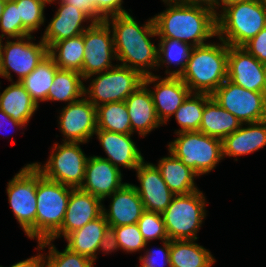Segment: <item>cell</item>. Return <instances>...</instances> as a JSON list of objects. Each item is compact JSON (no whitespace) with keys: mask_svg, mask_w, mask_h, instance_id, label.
I'll use <instances>...</instances> for the list:
<instances>
[{"mask_svg":"<svg viewBox=\"0 0 266 267\" xmlns=\"http://www.w3.org/2000/svg\"><path fill=\"white\" fill-rule=\"evenodd\" d=\"M0 38L14 39L32 35L22 24L19 18L17 4L14 0H6V4L0 17Z\"/></svg>","mask_w":266,"mask_h":267,"instance_id":"38","label":"cell"},{"mask_svg":"<svg viewBox=\"0 0 266 267\" xmlns=\"http://www.w3.org/2000/svg\"><path fill=\"white\" fill-rule=\"evenodd\" d=\"M107 197L111 198V203L108 210L103 205L102 214L109 226L136 224L145 211L140 196L130 183Z\"/></svg>","mask_w":266,"mask_h":267,"instance_id":"22","label":"cell"},{"mask_svg":"<svg viewBox=\"0 0 266 267\" xmlns=\"http://www.w3.org/2000/svg\"><path fill=\"white\" fill-rule=\"evenodd\" d=\"M263 95L265 97V103H266V84H265V88H264V91H263Z\"/></svg>","mask_w":266,"mask_h":267,"instance_id":"53","label":"cell"},{"mask_svg":"<svg viewBox=\"0 0 266 267\" xmlns=\"http://www.w3.org/2000/svg\"><path fill=\"white\" fill-rule=\"evenodd\" d=\"M157 168L168 188L175 195H186L199 190L194 181L199 175L170 151L169 156L160 158Z\"/></svg>","mask_w":266,"mask_h":267,"instance_id":"25","label":"cell"},{"mask_svg":"<svg viewBox=\"0 0 266 267\" xmlns=\"http://www.w3.org/2000/svg\"><path fill=\"white\" fill-rule=\"evenodd\" d=\"M143 83L147 87L153 83L154 89L149 88V91L152 95L157 117L164 125L191 93L179 76L161 78V76L152 74L144 76Z\"/></svg>","mask_w":266,"mask_h":267,"instance_id":"15","label":"cell"},{"mask_svg":"<svg viewBox=\"0 0 266 267\" xmlns=\"http://www.w3.org/2000/svg\"><path fill=\"white\" fill-rule=\"evenodd\" d=\"M0 267H3L0 265ZM10 267H42V253L37 256H32L20 262H17Z\"/></svg>","mask_w":266,"mask_h":267,"instance_id":"47","label":"cell"},{"mask_svg":"<svg viewBox=\"0 0 266 267\" xmlns=\"http://www.w3.org/2000/svg\"><path fill=\"white\" fill-rule=\"evenodd\" d=\"M96 10L106 19L107 17L128 13L122 6L123 0H95Z\"/></svg>","mask_w":266,"mask_h":267,"instance_id":"44","label":"cell"},{"mask_svg":"<svg viewBox=\"0 0 266 267\" xmlns=\"http://www.w3.org/2000/svg\"><path fill=\"white\" fill-rule=\"evenodd\" d=\"M241 1H247V0H219V7H221V11H222L225 7L231 4L241 2Z\"/></svg>","mask_w":266,"mask_h":267,"instance_id":"49","label":"cell"},{"mask_svg":"<svg viewBox=\"0 0 266 267\" xmlns=\"http://www.w3.org/2000/svg\"><path fill=\"white\" fill-rule=\"evenodd\" d=\"M175 157L199 176L213 171L223 160L222 140L199 131L180 132L167 145Z\"/></svg>","mask_w":266,"mask_h":267,"instance_id":"6","label":"cell"},{"mask_svg":"<svg viewBox=\"0 0 266 267\" xmlns=\"http://www.w3.org/2000/svg\"><path fill=\"white\" fill-rule=\"evenodd\" d=\"M3 39L0 38V65H1V46H2V41Z\"/></svg>","mask_w":266,"mask_h":267,"instance_id":"51","label":"cell"},{"mask_svg":"<svg viewBox=\"0 0 266 267\" xmlns=\"http://www.w3.org/2000/svg\"><path fill=\"white\" fill-rule=\"evenodd\" d=\"M34 36L27 35L21 38L9 39L1 46L0 77L13 80L11 71L17 74V81L29 75L37 65L48 55V46L40 39L33 43Z\"/></svg>","mask_w":266,"mask_h":267,"instance_id":"11","label":"cell"},{"mask_svg":"<svg viewBox=\"0 0 266 267\" xmlns=\"http://www.w3.org/2000/svg\"><path fill=\"white\" fill-rule=\"evenodd\" d=\"M135 171L140 185H132L140 196L144 209L163 213L175 194L168 188L159 169L155 164L143 160Z\"/></svg>","mask_w":266,"mask_h":267,"instance_id":"17","label":"cell"},{"mask_svg":"<svg viewBox=\"0 0 266 267\" xmlns=\"http://www.w3.org/2000/svg\"><path fill=\"white\" fill-rule=\"evenodd\" d=\"M197 240H170L171 267H212L216 262L211 252Z\"/></svg>","mask_w":266,"mask_h":267,"instance_id":"29","label":"cell"},{"mask_svg":"<svg viewBox=\"0 0 266 267\" xmlns=\"http://www.w3.org/2000/svg\"><path fill=\"white\" fill-rule=\"evenodd\" d=\"M23 26L32 34L45 22L44 9L50 0H14Z\"/></svg>","mask_w":266,"mask_h":267,"instance_id":"37","label":"cell"},{"mask_svg":"<svg viewBox=\"0 0 266 267\" xmlns=\"http://www.w3.org/2000/svg\"><path fill=\"white\" fill-rule=\"evenodd\" d=\"M5 4H6V0H0V17L2 15L3 10H4Z\"/></svg>","mask_w":266,"mask_h":267,"instance_id":"50","label":"cell"},{"mask_svg":"<svg viewBox=\"0 0 266 267\" xmlns=\"http://www.w3.org/2000/svg\"><path fill=\"white\" fill-rule=\"evenodd\" d=\"M84 60L82 77L104 72L114 67L112 60H117L110 26L104 22H95L83 33Z\"/></svg>","mask_w":266,"mask_h":267,"instance_id":"13","label":"cell"},{"mask_svg":"<svg viewBox=\"0 0 266 267\" xmlns=\"http://www.w3.org/2000/svg\"><path fill=\"white\" fill-rule=\"evenodd\" d=\"M211 97L242 124L266 120L265 97L261 92L247 90L226 79Z\"/></svg>","mask_w":266,"mask_h":267,"instance_id":"12","label":"cell"},{"mask_svg":"<svg viewBox=\"0 0 266 267\" xmlns=\"http://www.w3.org/2000/svg\"><path fill=\"white\" fill-rule=\"evenodd\" d=\"M100 198L79 188L73 189L68 201L61 228L50 238L52 241L82 228L85 224L102 215L103 204Z\"/></svg>","mask_w":266,"mask_h":267,"instance_id":"19","label":"cell"},{"mask_svg":"<svg viewBox=\"0 0 266 267\" xmlns=\"http://www.w3.org/2000/svg\"><path fill=\"white\" fill-rule=\"evenodd\" d=\"M9 205L25 235L35 239L37 168L26 164L7 183Z\"/></svg>","mask_w":266,"mask_h":267,"instance_id":"10","label":"cell"},{"mask_svg":"<svg viewBox=\"0 0 266 267\" xmlns=\"http://www.w3.org/2000/svg\"><path fill=\"white\" fill-rule=\"evenodd\" d=\"M51 239L44 240L38 243L36 249L43 251L48 247V255L42 253V267H93L94 261L89 257L75 253L69 250L67 247L60 252L56 246L51 243Z\"/></svg>","mask_w":266,"mask_h":267,"instance_id":"36","label":"cell"},{"mask_svg":"<svg viewBox=\"0 0 266 267\" xmlns=\"http://www.w3.org/2000/svg\"><path fill=\"white\" fill-rule=\"evenodd\" d=\"M211 95L205 93H190L180 107L173 114L180 125L175 134L180 132L199 131L203 117L205 103Z\"/></svg>","mask_w":266,"mask_h":267,"instance_id":"35","label":"cell"},{"mask_svg":"<svg viewBox=\"0 0 266 267\" xmlns=\"http://www.w3.org/2000/svg\"><path fill=\"white\" fill-rule=\"evenodd\" d=\"M158 65L161 67L165 64L167 76H180L184 71L192 46L188 43L178 40L160 38L158 40ZM174 64L177 69L170 70L169 67Z\"/></svg>","mask_w":266,"mask_h":267,"instance_id":"34","label":"cell"},{"mask_svg":"<svg viewBox=\"0 0 266 267\" xmlns=\"http://www.w3.org/2000/svg\"><path fill=\"white\" fill-rule=\"evenodd\" d=\"M122 177L121 169L110 161L95 155L89 156L85 166L84 180L79 189L104 201L107 196L126 184L122 182Z\"/></svg>","mask_w":266,"mask_h":267,"instance_id":"18","label":"cell"},{"mask_svg":"<svg viewBox=\"0 0 266 267\" xmlns=\"http://www.w3.org/2000/svg\"><path fill=\"white\" fill-rule=\"evenodd\" d=\"M38 107L25 87L18 81H11V85L6 87L2 93L0 92V109L25 126Z\"/></svg>","mask_w":266,"mask_h":267,"instance_id":"27","label":"cell"},{"mask_svg":"<svg viewBox=\"0 0 266 267\" xmlns=\"http://www.w3.org/2000/svg\"><path fill=\"white\" fill-rule=\"evenodd\" d=\"M166 10L153 16L157 37L178 40L192 47L217 36L216 14L183 1L162 0Z\"/></svg>","mask_w":266,"mask_h":267,"instance_id":"2","label":"cell"},{"mask_svg":"<svg viewBox=\"0 0 266 267\" xmlns=\"http://www.w3.org/2000/svg\"><path fill=\"white\" fill-rule=\"evenodd\" d=\"M219 13L216 37L229 46L242 47L266 27V8L259 0L231 4Z\"/></svg>","mask_w":266,"mask_h":267,"instance_id":"4","label":"cell"},{"mask_svg":"<svg viewBox=\"0 0 266 267\" xmlns=\"http://www.w3.org/2000/svg\"><path fill=\"white\" fill-rule=\"evenodd\" d=\"M162 243V248L156 250L147 249L144 255L139 257L140 267H171L170 240H164Z\"/></svg>","mask_w":266,"mask_h":267,"instance_id":"41","label":"cell"},{"mask_svg":"<svg viewBox=\"0 0 266 267\" xmlns=\"http://www.w3.org/2000/svg\"><path fill=\"white\" fill-rule=\"evenodd\" d=\"M74 188L44 177L37 169L35 240L50 239L62 226Z\"/></svg>","mask_w":266,"mask_h":267,"instance_id":"5","label":"cell"},{"mask_svg":"<svg viewBox=\"0 0 266 267\" xmlns=\"http://www.w3.org/2000/svg\"><path fill=\"white\" fill-rule=\"evenodd\" d=\"M242 47L260 62L266 64V27Z\"/></svg>","mask_w":266,"mask_h":267,"instance_id":"42","label":"cell"},{"mask_svg":"<svg viewBox=\"0 0 266 267\" xmlns=\"http://www.w3.org/2000/svg\"><path fill=\"white\" fill-rule=\"evenodd\" d=\"M119 249L116 232L113 227L108 228L103 233L102 240L100 241L98 251H102L105 254L112 253Z\"/></svg>","mask_w":266,"mask_h":267,"instance_id":"45","label":"cell"},{"mask_svg":"<svg viewBox=\"0 0 266 267\" xmlns=\"http://www.w3.org/2000/svg\"><path fill=\"white\" fill-rule=\"evenodd\" d=\"M88 79L91 81L88 87L84 86V96L97 107L125 101L143 84L144 76L135 69L116 64L109 70L89 76L84 81Z\"/></svg>","mask_w":266,"mask_h":267,"instance_id":"8","label":"cell"},{"mask_svg":"<svg viewBox=\"0 0 266 267\" xmlns=\"http://www.w3.org/2000/svg\"><path fill=\"white\" fill-rule=\"evenodd\" d=\"M83 34L61 40L48 47V55L59 69L72 70L81 73L84 60Z\"/></svg>","mask_w":266,"mask_h":267,"instance_id":"30","label":"cell"},{"mask_svg":"<svg viewBox=\"0 0 266 267\" xmlns=\"http://www.w3.org/2000/svg\"><path fill=\"white\" fill-rule=\"evenodd\" d=\"M97 130L133 134L125 101L111 102L96 107Z\"/></svg>","mask_w":266,"mask_h":267,"instance_id":"33","label":"cell"},{"mask_svg":"<svg viewBox=\"0 0 266 267\" xmlns=\"http://www.w3.org/2000/svg\"><path fill=\"white\" fill-rule=\"evenodd\" d=\"M265 146L266 120L244 123L222 140L223 158L247 155Z\"/></svg>","mask_w":266,"mask_h":267,"instance_id":"24","label":"cell"},{"mask_svg":"<svg viewBox=\"0 0 266 267\" xmlns=\"http://www.w3.org/2000/svg\"><path fill=\"white\" fill-rule=\"evenodd\" d=\"M110 227H113L116 232L119 250L133 253L146 248L148 243L144 241L137 223Z\"/></svg>","mask_w":266,"mask_h":267,"instance_id":"40","label":"cell"},{"mask_svg":"<svg viewBox=\"0 0 266 267\" xmlns=\"http://www.w3.org/2000/svg\"><path fill=\"white\" fill-rule=\"evenodd\" d=\"M6 124L7 125H11L12 127H14V126L17 127V128L19 127L21 129L26 127L23 123H20V122H18L16 120H13L3 110L0 109V129L5 127Z\"/></svg>","mask_w":266,"mask_h":267,"instance_id":"48","label":"cell"},{"mask_svg":"<svg viewBox=\"0 0 266 267\" xmlns=\"http://www.w3.org/2000/svg\"><path fill=\"white\" fill-rule=\"evenodd\" d=\"M183 2L190 5L207 8L216 14V16L219 14L217 11V9H219V0H184Z\"/></svg>","mask_w":266,"mask_h":267,"instance_id":"46","label":"cell"},{"mask_svg":"<svg viewBox=\"0 0 266 267\" xmlns=\"http://www.w3.org/2000/svg\"><path fill=\"white\" fill-rule=\"evenodd\" d=\"M107 157L98 156L110 161L120 169H133L145 160L136 143L131 139L133 134L115 133L105 130H96L95 134ZM132 135V136H131Z\"/></svg>","mask_w":266,"mask_h":267,"instance_id":"21","label":"cell"},{"mask_svg":"<svg viewBox=\"0 0 266 267\" xmlns=\"http://www.w3.org/2000/svg\"><path fill=\"white\" fill-rule=\"evenodd\" d=\"M58 118L63 142L88 143L97 130L96 107L85 96L65 105Z\"/></svg>","mask_w":266,"mask_h":267,"instance_id":"14","label":"cell"},{"mask_svg":"<svg viewBox=\"0 0 266 267\" xmlns=\"http://www.w3.org/2000/svg\"><path fill=\"white\" fill-rule=\"evenodd\" d=\"M108 222L103 214L85 224L82 228L71 232L65 237L67 248L75 253L85 255L94 262L102 240L103 233L108 228Z\"/></svg>","mask_w":266,"mask_h":267,"instance_id":"26","label":"cell"},{"mask_svg":"<svg viewBox=\"0 0 266 267\" xmlns=\"http://www.w3.org/2000/svg\"><path fill=\"white\" fill-rule=\"evenodd\" d=\"M58 69L54 60L47 55L29 75L20 81L38 106L39 102L47 101Z\"/></svg>","mask_w":266,"mask_h":267,"instance_id":"31","label":"cell"},{"mask_svg":"<svg viewBox=\"0 0 266 267\" xmlns=\"http://www.w3.org/2000/svg\"><path fill=\"white\" fill-rule=\"evenodd\" d=\"M80 144L85 143H55L44 165L39 162L33 164L44 177L74 189L80 188L88 159Z\"/></svg>","mask_w":266,"mask_h":267,"instance_id":"9","label":"cell"},{"mask_svg":"<svg viewBox=\"0 0 266 267\" xmlns=\"http://www.w3.org/2000/svg\"><path fill=\"white\" fill-rule=\"evenodd\" d=\"M227 79L247 90L263 93L266 84V64L243 47L228 45Z\"/></svg>","mask_w":266,"mask_h":267,"instance_id":"16","label":"cell"},{"mask_svg":"<svg viewBox=\"0 0 266 267\" xmlns=\"http://www.w3.org/2000/svg\"><path fill=\"white\" fill-rule=\"evenodd\" d=\"M57 0H50L49 4L54 3ZM66 4H72L79 10L83 11L92 21L104 22L105 18L96 10L95 0H59Z\"/></svg>","mask_w":266,"mask_h":267,"instance_id":"43","label":"cell"},{"mask_svg":"<svg viewBox=\"0 0 266 267\" xmlns=\"http://www.w3.org/2000/svg\"><path fill=\"white\" fill-rule=\"evenodd\" d=\"M206 198L197 190L175 195L162 213L169 240H197L198 231L206 217Z\"/></svg>","mask_w":266,"mask_h":267,"instance_id":"7","label":"cell"},{"mask_svg":"<svg viewBox=\"0 0 266 267\" xmlns=\"http://www.w3.org/2000/svg\"><path fill=\"white\" fill-rule=\"evenodd\" d=\"M219 40L221 44L209 42L192 48L179 76L191 93L211 95L227 79L228 44Z\"/></svg>","mask_w":266,"mask_h":267,"instance_id":"3","label":"cell"},{"mask_svg":"<svg viewBox=\"0 0 266 267\" xmlns=\"http://www.w3.org/2000/svg\"><path fill=\"white\" fill-rule=\"evenodd\" d=\"M242 123L212 97L205 103L199 132L223 140L241 127Z\"/></svg>","mask_w":266,"mask_h":267,"instance_id":"28","label":"cell"},{"mask_svg":"<svg viewBox=\"0 0 266 267\" xmlns=\"http://www.w3.org/2000/svg\"><path fill=\"white\" fill-rule=\"evenodd\" d=\"M59 8L46 26L41 37L42 41L49 47L51 44L64 39L83 34L93 21L81 10L72 4H66L58 0ZM91 22L83 26L84 22Z\"/></svg>","mask_w":266,"mask_h":267,"instance_id":"20","label":"cell"},{"mask_svg":"<svg viewBox=\"0 0 266 267\" xmlns=\"http://www.w3.org/2000/svg\"><path fill=\"white\" fill-rule=\"evenodd\" d=\"M105 22L111 28L120 65L135 69L143 76L154 74L150 70H157L158 45L150 39L157 36L153 18L140 25L130 13H125L107 17Z\"/></svg>","mask_w":266,"mask_h":267,"instance_id":"1","label":"cell"},{"mask_svg":"<svg viewBox=\"0 0 266 267\" xmlns=\"http://www.w3.org/2000/svg\"><path fill=\"white\" fill-rule=\"evenodd\" d=\"M143 239L149 243L153 239L168 240L162 213L144 211L137 222Z\"/></svg>","mask_w":266,"mask_h":267,"instance_id":"39","label":"cell"},{"mask_svg":"<svg viewBox=\"0 0 266 267\" xmlns=\"http://www.w3.org/2000/svg\"><path fill=\"white\" fill-rule=\"evenodd\" d=\"M125 103L132 133L138 132L141 137H146L149 132L163 125L157 117L149 88L144 83L125 100Z\"/></svg>","mask_w":266,"mask_h":267,"instance_id":"23","label":"cell"},{"mask_svg":"<svg viewBox=\"0 0 266 267\" xmlns=\"http://www.w3.org/2000/svg\"><path fill=\"white\" fill-rule=\"evenodd\" d=\"M84 79L81 73L58 69L54 75L53 84L49 90L48 101L76 102L84 96Z\"/></svg>","mask_w":266,"mask_h":267,"instance_id":"32","label":"cell"},{"mask_svg":"<svg viewBox=\"0 0 266 267\" xmlns=\"http://www.w3.org/2000/svg\"><path fill=\"white\" fill-rule=\"evenodd\" d=\"M259 1L266 8V0H259Z\"/></svg>","mask_w":266,"mask_h":267,"instance_id":"52","label":"cell"}]
</instances>
